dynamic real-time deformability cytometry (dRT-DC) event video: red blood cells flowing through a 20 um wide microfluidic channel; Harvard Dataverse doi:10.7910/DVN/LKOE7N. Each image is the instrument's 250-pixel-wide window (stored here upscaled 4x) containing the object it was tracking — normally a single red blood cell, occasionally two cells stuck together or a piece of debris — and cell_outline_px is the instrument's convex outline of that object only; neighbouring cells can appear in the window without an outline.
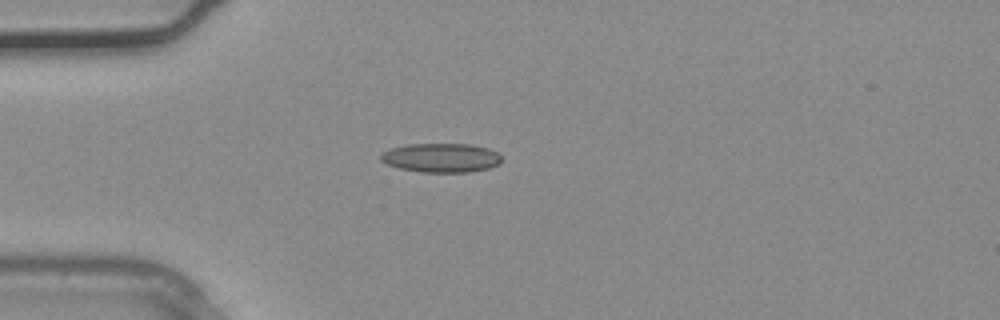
{"species": "common noctule bat (a hibernating species)", "species_latin": "Nyctalus noctula", "temperature_condition": "warm", "stored_images_in_passage": 5, "camera_frame_rate_fps": 3000, "um_per_image_px": 0.085, "animal": {"sex": "male", "body_mass_g": 20.4}, "frame": {"image": 1, "passage_image": 5, "time_ms": 1.333, "image_size_px": [1000, 320], "cell_outline_px": [[500, 164], [488, 168], [468, 172], [420, 172], [400, 168], [388, 164], [380, 160], [380, 156], [384, 152], [392, 148], [408, 144], [468, 144], [488, 148], [496, 152], [500, 156]], "centroid_in_image_um": [37.5, 13.41], "position_along_channel_um": 47.5, "area_um2": 20.29}}